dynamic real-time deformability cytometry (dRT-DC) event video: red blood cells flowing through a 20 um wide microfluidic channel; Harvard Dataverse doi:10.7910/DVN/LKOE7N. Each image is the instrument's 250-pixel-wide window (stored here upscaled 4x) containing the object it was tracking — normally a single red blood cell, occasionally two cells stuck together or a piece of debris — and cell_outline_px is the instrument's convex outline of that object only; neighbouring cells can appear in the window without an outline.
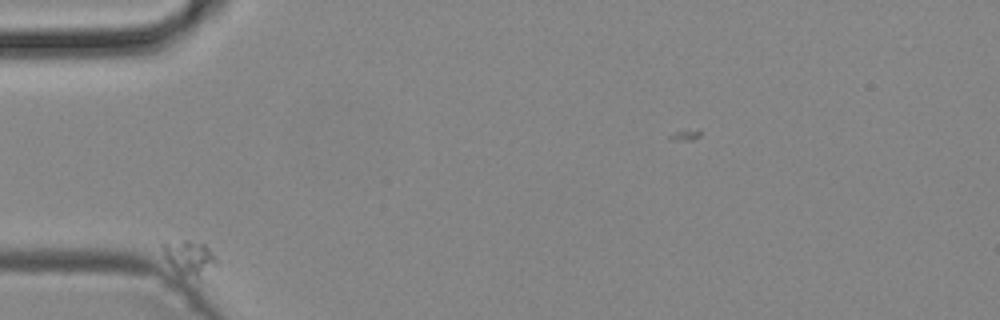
{"species": "common noctule bat (a hibernating species)", "species_latin": "Nyctalus noctula", "temperature_condition": "cold", "stored_images_in_passage": 35, "camera_frame_rate_fps": 3000, "um_per_image_px": 0.085, "animal": {"sex": "male", "body_mass_g": 19.2, "forearm_length_mm": 51.8}, "frame": {"image": 1, "passage_image": 1, "time_ms": 0.0, "image_size_px": [1000, 320], "cell_outline_px": [[216, 264], [196, 276], [180, 276], [172, 268], [164, 256], [160, 244], [184, 240], [188, 240], [204, 244], [216, 256]], "centroid_in_image_um": [16.02, 21.87], "position_along_channel_um": 69.0, "area_um2": 10.46}}